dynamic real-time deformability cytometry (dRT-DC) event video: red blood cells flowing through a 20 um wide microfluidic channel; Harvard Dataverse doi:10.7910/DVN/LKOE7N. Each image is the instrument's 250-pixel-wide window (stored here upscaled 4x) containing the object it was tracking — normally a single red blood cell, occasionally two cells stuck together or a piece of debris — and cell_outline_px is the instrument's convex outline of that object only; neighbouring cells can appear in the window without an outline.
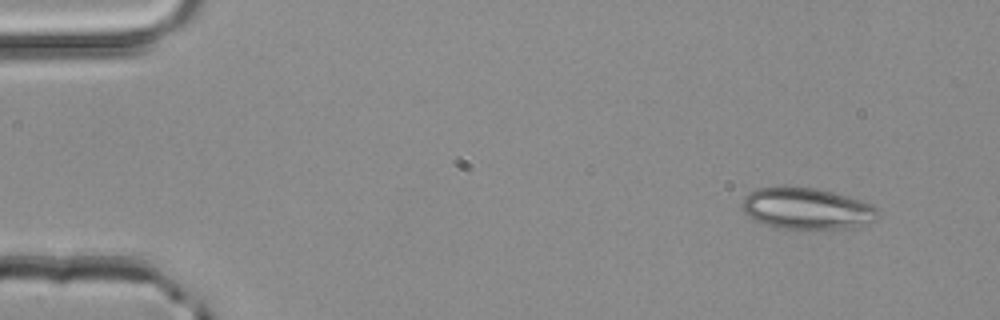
{"species": "common noctule bat (a hibernating species)", "species_latin": "Nyctalus noctula", "temperature_condition": "room temperature", "stored_images_in_passage": 4, "segment_of_instrument_passage": [1, 2], "camera_frame_rate_fps": 3000, "um_per_image_px": 0.085, "animal": {"sex": "male", "body_mass_g": 20.4}, "frame": {"image": 1, "passage_image": 1, "time_ms": 0.0, "image_size_px": [1000, 320], "cell_outline_px": [[880, 216], [868, 224], [844, 228], [772, 228], [748, 216], [744, 212], [740, 204], [744, 196], [748, 192], [756, 188], [784, 184], [816, 188], [832, 192], [860, 200], [872, 204], [880, 212]], "centroid_in_image_um": [68.52, 17.69], "position_along_channel_um": 16.5, "area_um2": 33.41}}